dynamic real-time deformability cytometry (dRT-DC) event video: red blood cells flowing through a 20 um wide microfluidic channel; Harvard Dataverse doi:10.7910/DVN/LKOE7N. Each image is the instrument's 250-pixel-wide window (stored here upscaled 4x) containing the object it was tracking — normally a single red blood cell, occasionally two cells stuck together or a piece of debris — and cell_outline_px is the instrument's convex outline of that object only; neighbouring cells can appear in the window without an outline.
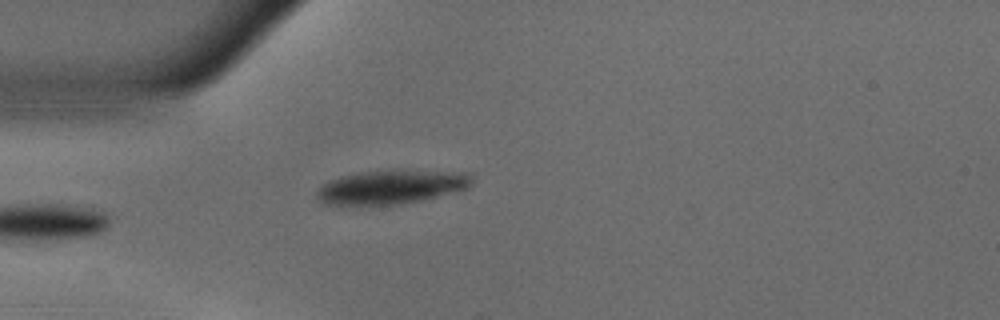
{"species": "common noctule bat (a hibernating species)", "species_latin": "Nyctalus noctula", "temperature_condition": "warm", "stored_images_in_passage": 26, "camera_frame_rate_fps": 3000, "um_per_image_px": 0.085, "animal": {"sex": "male", "body_mass_g": 18.8}, "frame": {"image": 1, "passage_image": 1, "time_ms": 0.0, "image_size_px": [1000, 320], "cell_outline_px": [[472, 184], [468, 188], [420, 200], [400, 204], [324, 204], [316, 196], [316, 192], [324, 184], [332, 180], [344, 176], [360, 172], [392, 168], [400, 168], [472, 172]], "centroid_in_image_um": [33.37, 15.83], "position_along_channel_um": 51.6, "area_um2": 31.04}}